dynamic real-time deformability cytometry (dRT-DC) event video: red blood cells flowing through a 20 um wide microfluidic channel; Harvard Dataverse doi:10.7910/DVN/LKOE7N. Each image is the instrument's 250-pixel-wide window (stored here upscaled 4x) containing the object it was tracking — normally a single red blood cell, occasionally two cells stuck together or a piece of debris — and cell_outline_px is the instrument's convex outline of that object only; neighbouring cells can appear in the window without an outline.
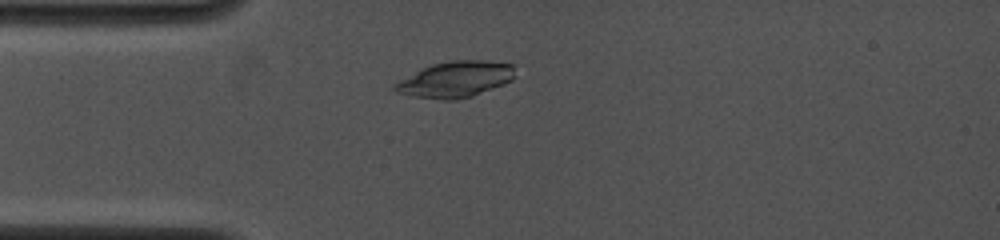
{"species": "common noctule bat (a hibernating species)", "species_latin": "Nyctalus noctula", "temperature_condition": "cold", "stored_images_in_passage": 25, "camera_frame_rate_fps": 4000, "um_per_image_px": 0.085, "animal": {"sex": "female", "body_mass_g": 19.0, "forearm_length_mm": 53.3}, "frame": {"image": 1, "passage_image": 4, "time_ms": 1.75, "image_size_px": [1000, 240], "cell_outline_px": [[516, 76], [512, 80], [504, 84], [472, 96], [456, 100], [444, 100], [412, 96], [396, 92], [392, 88], [400, 80], [432, 64], [448, 60], [488, 60], [512, 64]], "centroid_in_image_um": [38.76, 6.74], "position_along_channel_um": 46.2, "area_um2": 25.14}}
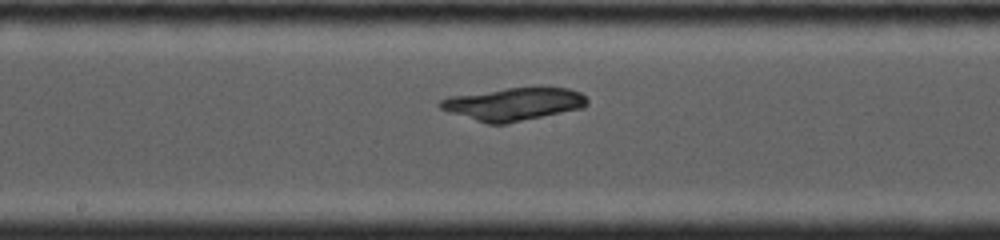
{"frame": {"image": 2, "passage_image": 13, "time_ms": 6.0, "image_size_px": [1000, 240], "cell_outline_px": [[588, 104], [584, 108], [508, 124], [488, 124], [448, 112], [440, 108], [436, 104], [440, 100], [448, 96], [504, 88], [568, 88], [580, 92], [588, 100]], "centroid_in_image_um": [43.63, 8.85], "position_along_channel_um": 204.6, "area_um2": 28.32}}
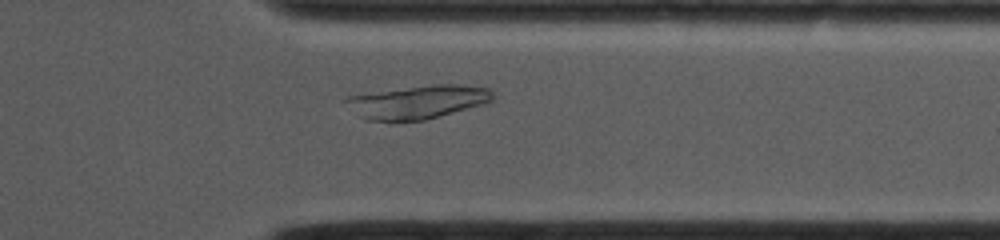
{"frame": {"image": 3, "passage_image": 22, "time_ms": 10.25, "image_size_px": [1000, 240], "cell_outline_px": [[496, 96], [488, 104], [424, 120], [368, 120], [360, 116], [344, 100], [348, 96], [436, 84], [460, 84], [488, 88]], "centroid_in_image_um": [35.65, 8.66], "position_along_channel_um": 375.8, "area_um2": 28.09}}